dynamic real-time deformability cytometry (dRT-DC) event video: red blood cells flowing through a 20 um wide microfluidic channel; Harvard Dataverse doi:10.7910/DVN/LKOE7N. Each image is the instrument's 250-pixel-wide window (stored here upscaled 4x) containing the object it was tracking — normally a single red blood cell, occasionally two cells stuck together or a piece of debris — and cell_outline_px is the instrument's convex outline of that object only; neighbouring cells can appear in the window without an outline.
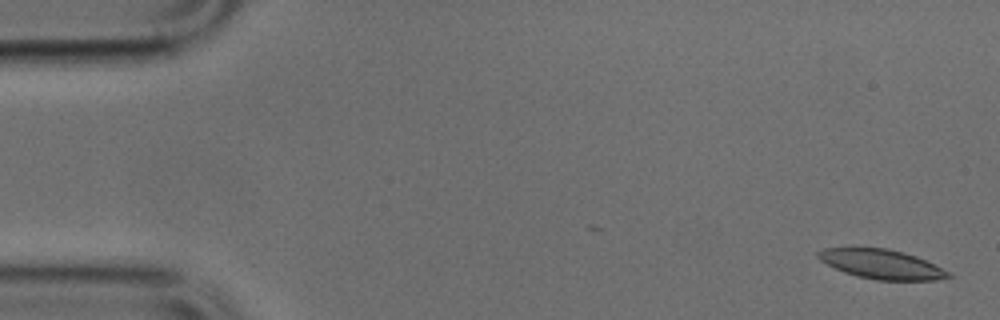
{"species": "common noctule bat (a hibernating species)", "species_latin": "Nyctalus noctula", "temperature_condition": "cold", "stored_images_in_passage": 50, "camera_frame_rate_fps": 3000, "um_per_image_px": 0.085, "animal": {"sex": "male", "body_mass_g": 17.9, "forearm_length_mm": 54.2}, "frame": {"image": 1, "passage_image": 2, "time_ms": 0.333, "image_size_px": [1000, 320], "cell_outline_px": [[952, 276], [936, 280], [876, 280], [856, 276], [844, 272], [820, 260], [816, 256], [816, 252], [824, 248], [888, 248], [904, 252], [916, 256], [952, 272]], "centroid_in_image_um": [74.96, 22.46], "position_along_channel_um": 10.0, "area_um2": 22.31}}
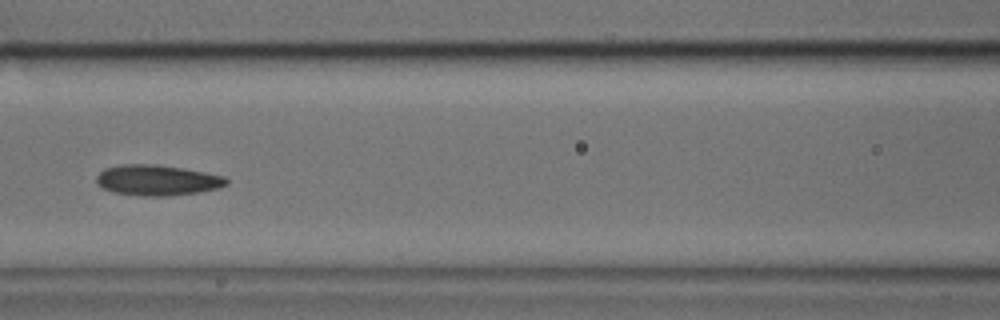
{"frame": {"image": 2, "passage_image": 22, "time_ms": 7.0, "image_size_px": [1000, 320], "cell_outline_px": [[228, 184], [220, 188], [200, 192], [168, 196], [140, 196], [112, 192], [96, 184], [96, 176], [104, 168], [120, 164], [156, 164], [204, 172], [224, 176], [228, 180]], "centroid_in_image_um": [13.34, 15.32], "position_along_channel_um": 153.3, "area_um2": 23.35}}
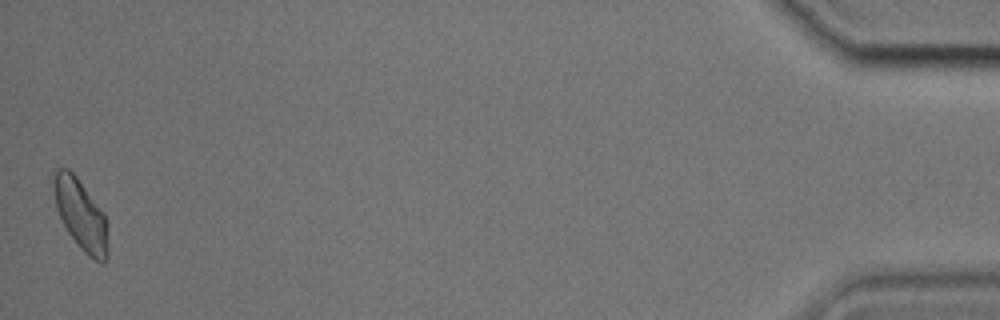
{"frame": {"image": 3, "passage_image": 50, "time_ms": 16.333, "image_size_px": [1000, 320], "cell_outline_px": [[108, 256], [104, 264], [88, 256], [80, 248], [68, 232], [56, 208], [56, 172], [60, 168], [68, 168], [76, 176], [104, 212], [108, 224]], "centroid_in_image_um": [6.96, 18.33], "position_along_channel_um": 428.2, "area_um2": 21.91}}